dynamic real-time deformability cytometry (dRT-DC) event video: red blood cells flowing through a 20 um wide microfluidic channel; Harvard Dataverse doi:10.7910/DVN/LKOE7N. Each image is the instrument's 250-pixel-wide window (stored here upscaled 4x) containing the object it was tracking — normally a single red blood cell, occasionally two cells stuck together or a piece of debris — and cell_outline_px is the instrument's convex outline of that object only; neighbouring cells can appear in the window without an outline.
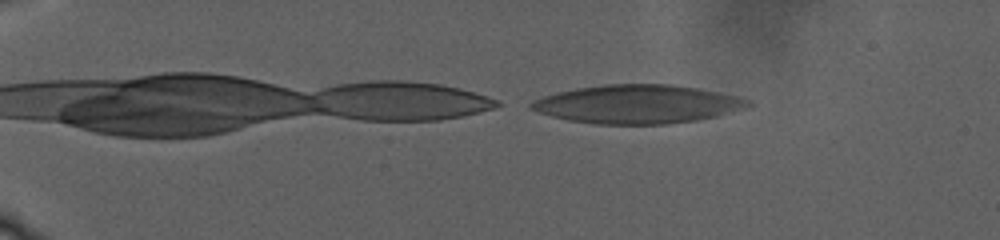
{"species": "human", "species_latin": "Homo sapiens", "temperature_condition": "warm", "stored_images_in_passage": 53, "camera_frame_rate_fps": 3000, "um_per_image_px": 0.085, "donor": {"sex": "male"}, "frame": {"image": 1, "passage_image": 1, "time_ms": 0.0, "image_size_px": [1000, 240], "cell_outline_px": [[752, 104], [744, 108], [716, 116], [696, 120], [664, 124], [596, 124], [568, 120], [552, 116], [528, 108], [528, 104], [532, 100], [556, 92], [576, 88], [604, 84], [672, 84], [700, 88], [736, 96], [748, 100]], "centroid_in_image_um": [54.15, 8.84], "position_along_channel_um": 30.9, "area_um2": 48.67}}
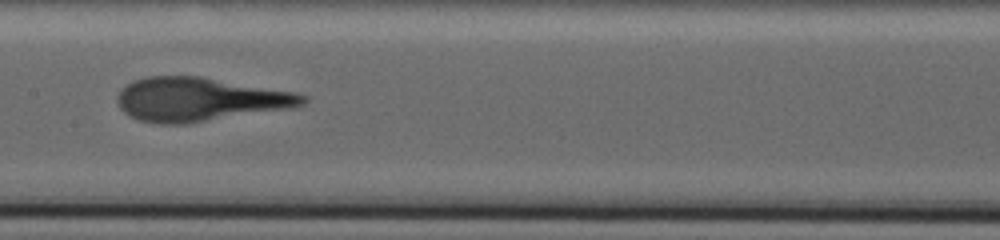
{"frame": {"image": 2, "passage_image": 25, "time_ms": 11.667, "image_size_px": [1000, 240], "cell_outline_px": [[308, 100], [304, 104], [288, 108], [188, 124], [160, 124], [140, 120], [128, 116], [120, 108], [116, 100], [120, 88], [132, 80], [148, 76], [200, 76], [296, 92], [308, 96]], "centroid_in_image_um": [16.93, 8.44], "position_along_channel_um": 190.5, "area_um2": 47.45}}
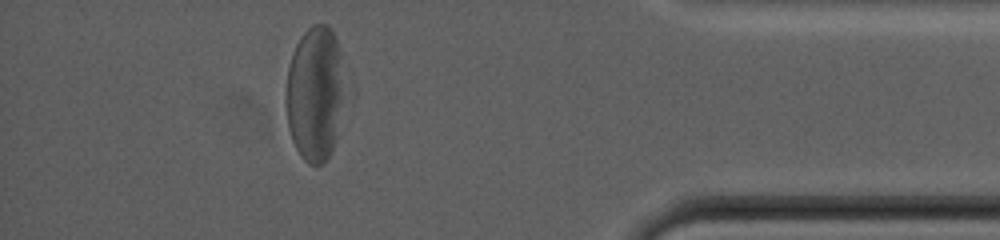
{"frame": {"image": 3, "passage_image": 47, "time_ms": 22.333, "image_size_px": [1000, 240], "cell_outline_px": [[356, 96], [332, 148], [328, 156], [320, 164], [308, 164], [300, 156], [292, 140], [288, 128], [284, 104], [284, 96], [288, 68], [296, 44], [300, 36], [312, 24], [328, 24], [336, 36], [356, 88]], "centroid_in_image_um": [26.99, 7.92], "position_along_channel_um": 408.2, "area_um2": 51.21}}